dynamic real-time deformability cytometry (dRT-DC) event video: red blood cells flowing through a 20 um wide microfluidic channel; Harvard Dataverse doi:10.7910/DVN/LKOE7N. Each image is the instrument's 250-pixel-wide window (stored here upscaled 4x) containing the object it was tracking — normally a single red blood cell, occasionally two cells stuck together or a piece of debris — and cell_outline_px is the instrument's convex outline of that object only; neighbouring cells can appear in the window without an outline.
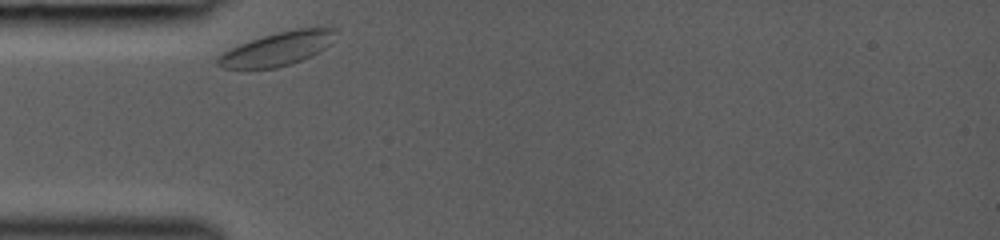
{"species": "common noctule bat (a hibernating species)", "species_latin": "Nyctalus noctula", "temperature_condition": "room temperature", "stored_images_in_passage": 27, "camera_frame_rate_fps": 3000, "um_per_image_px": 0.085, "animal": {"sex": "female", "body_mass_g": 19.0, "forearm_length_mm": 53.3}, "frame": {"image": 1, "passage_image": 1, "time_ms": 0.0, "image_size_px": [1000, 240], "cell_outline_px": [[332, 32], [328, 44], [324, 48], [300, 60], [276, 68], [224, 68], [216, 64], [216, 60], [224, 52], [240, 44], [276, 32], [296, 28], [332, 28]], "centroid_in_image_um": [23.48, 4.16], "position_along_channel_um": 61.5, "area_um2": 21.96}}
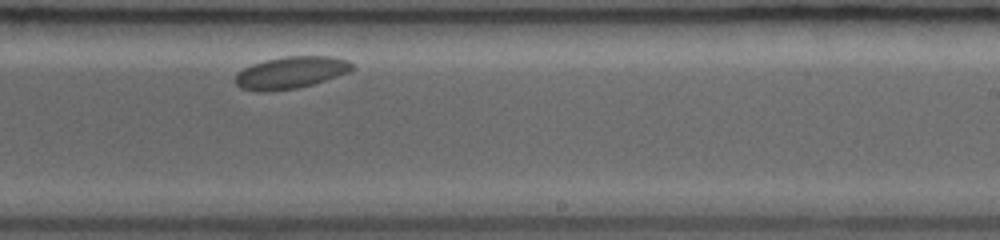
{"frame": {"image": 2, "passage_image": 17, "time_ms": 5.333, "image_size_px": [1000, 240], "cell_outline_px": [[352, 68], [348, 72], [312, 84], [296, 88], [272, 92], [260, 92], [240, 88], [236, 84], [236, 72], [252, 64], [264, 60], [284, 56], [332, 56], [348, 60], [352, 64]], "centroid_in_image_um": [24.67, 6.17], "position_along_channel_um": 264.3, "area_um2": 21.79}}
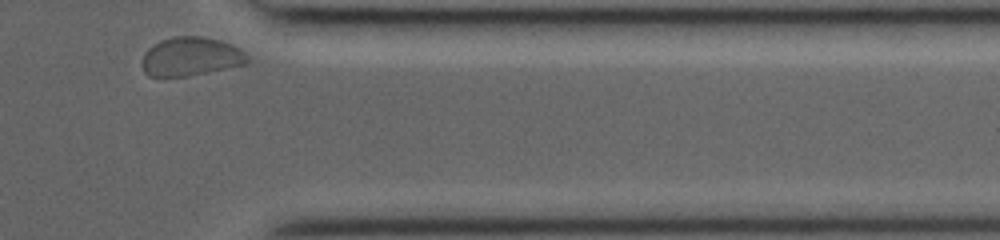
{"frame": {"image": 3, "passage_image": 27, "time_ms": 8.667, "image_size_px": [1000, 240], "cell_outline_px": [[248, 60], [244, 64], [188, 76], [148, 76], [144, 72], [140, 64], [144, 52], [148, 48], [160, 40], [172, 36], [200, 36], [220, 40], [232, 44], [244, 52], [248, 56]], "centroid_in_image_um": [16.16, 4.8], "position_along_channel_um": 395.2, "area_um2": 23.81}}